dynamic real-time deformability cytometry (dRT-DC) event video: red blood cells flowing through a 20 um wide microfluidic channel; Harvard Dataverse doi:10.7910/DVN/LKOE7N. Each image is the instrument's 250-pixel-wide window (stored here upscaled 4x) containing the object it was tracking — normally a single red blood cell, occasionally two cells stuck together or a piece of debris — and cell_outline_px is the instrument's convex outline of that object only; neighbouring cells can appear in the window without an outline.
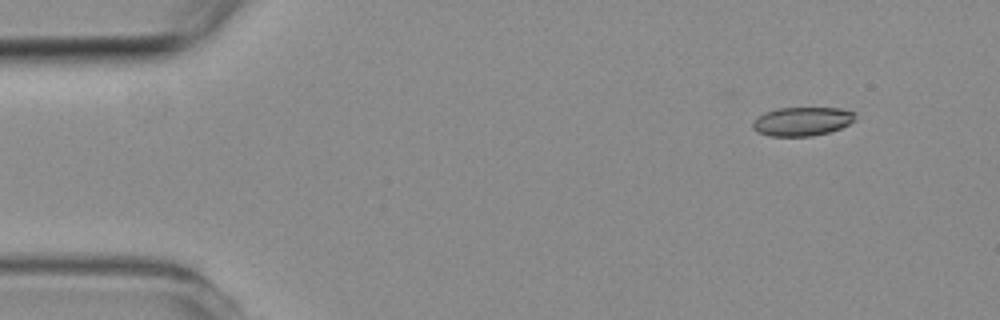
{"species": "common noctule bat (a hibernating species)", "species_latin": "Nyctalus noctula", "temperature_condition": "room temperature", "stored_images_in_passage": 7, "camera_frame_rate_fps": 3000, "um_per_image_px": 0.085, "animal": {"sex": "female", "body_mass_g": 19.3, "forearm_length_mm": 54.1}, "frame": {"image": 1, "passage_image": 1, "time_ms": 0.0, "image_size_px": [1000, 320], "cell_outline_px": [[856, 120], [840, 128], [828, 132], [812, 136], [768, 136], [756, 132], [752, 128], [752, 124], [756, 116], [764, 112], [776, 108], [840, 108], [856, 112]], "centroid_in_image_um": [68.16, 10.31], "position_along_channel_um": 16.8, "area_um2": 17.46}}
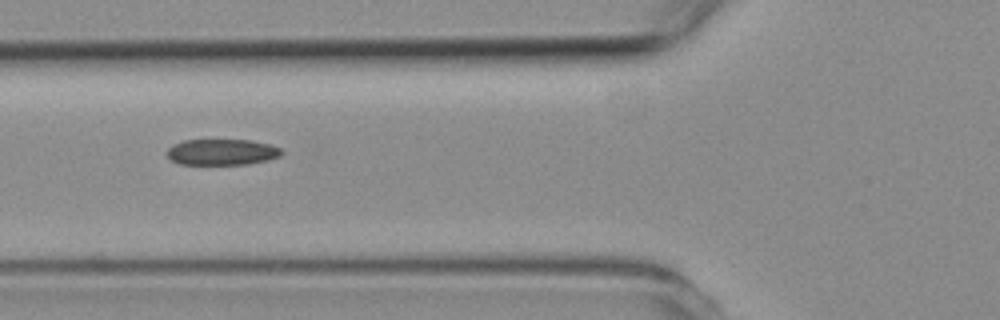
{"frame": {"image": 2, "passage_image": 5, "time_ms": 4.667, "image_size_px": [1000, 320], "cell_outline_px": [[284, 152], [280, 156], [268, 160], [248, 164], [180, 164], [172, 160], [168, 156], [168, 148], [172, 144], [184, 140], [252, 140], [268, 144], [280, 148]], "centroid_in_image_um": [18.88, 12.92], "position_along_channel_um": 106.9, "area_um2": 17.34}}
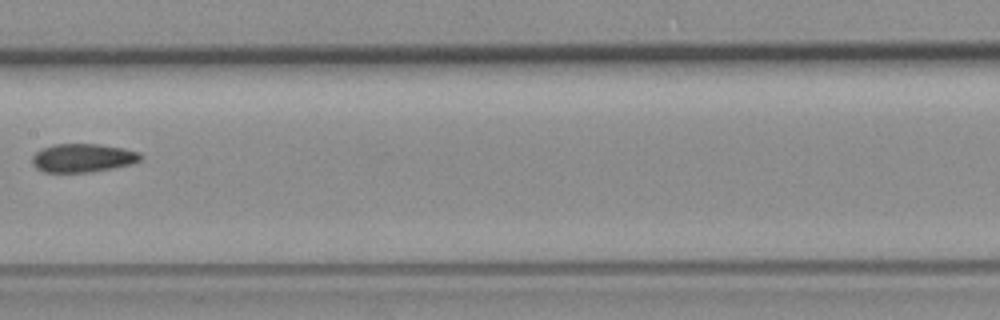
{"frame": {"image": 3, "passage_image": 7, "time_ms": 7.0, "image_size_px": [1000, 320], "cell_outline_px": [[144, 156], [140, 160], [132, 164], [92, 172], [44, 172], [36, 168], [32, 164], [32, 156], [40, 148], [56, 144], [96, 144], [124, 148], [140, 152]], "centroid_in_image_um": [7.04, 13.42], "position_along_channel_um": 200.4, "area_um2": 18.15}}